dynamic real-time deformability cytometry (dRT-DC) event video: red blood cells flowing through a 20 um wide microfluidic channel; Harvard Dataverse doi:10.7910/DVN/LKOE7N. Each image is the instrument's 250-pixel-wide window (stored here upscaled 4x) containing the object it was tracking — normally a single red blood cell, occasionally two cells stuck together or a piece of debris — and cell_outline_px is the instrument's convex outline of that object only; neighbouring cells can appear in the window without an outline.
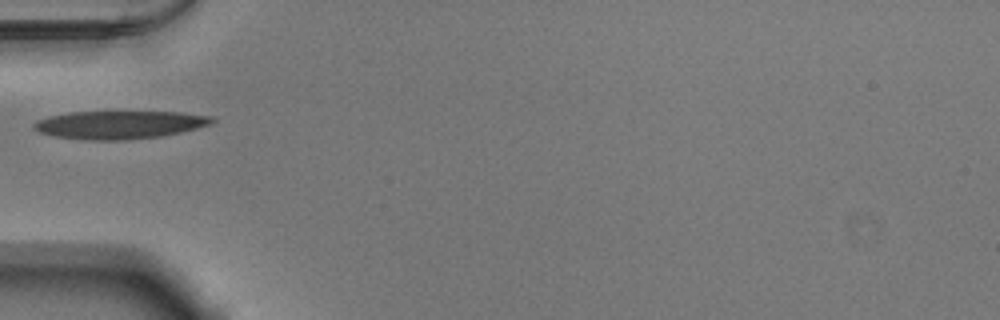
{"species": "Egyptian fruit bat (a non-hibernating species)", "species_latin": "Rousettus aegyptiacus", "temperature_condition": "warm", "stored_images_in_passage": 36, "camera_frame_rate_fps": 3000, "um_per_image_px": 0.085, "animal": {"sex": "male"}, "frame": {"image": 1, "passage_image": 1, "time_ms": 0.0, "image_size_px": [1000, 320], "cell_outline_px": [[216, 120], [212, 124], [180, 132], [160, 136], [128, 140], [84, 140], [56, 136], [40, 132], [32, 128], [32, 124], [36, 120], [68, 112], [180, 112], [212, 116]], "centroid_in_image_um": [10.16, 10.6], "position_along_channel_um": 74.8, "area_um2": 29.07}}
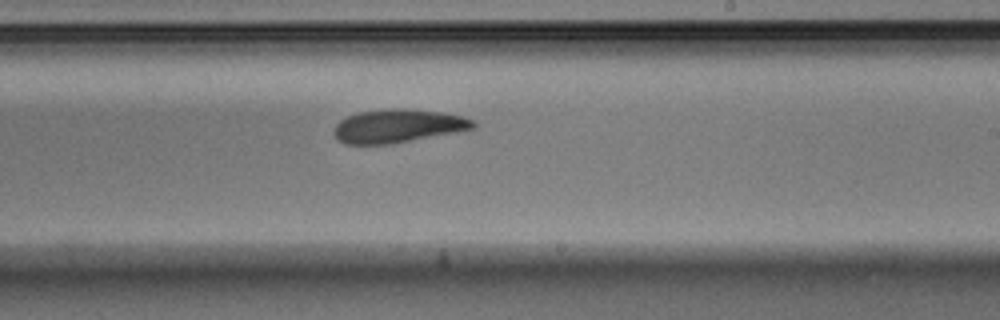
{"frame": {"image": 2, "passage_image": 15, "time_ms": 4.667, "image_size_px": [1000, 320], "cell_outline_px": [[476, 128], [456, 132], [392, 144], [344, 144], [332, 132], [336, 124], [340, 120], [348, 116], [360, 112], [392, 108], [404, 108], [444, 112], [464, 116], [472, 120], [476, 124]], "centroid_in_image_um": [33.85, 10.7], "position_along_channel_um": 255.2, "area_um2": 27.17}}
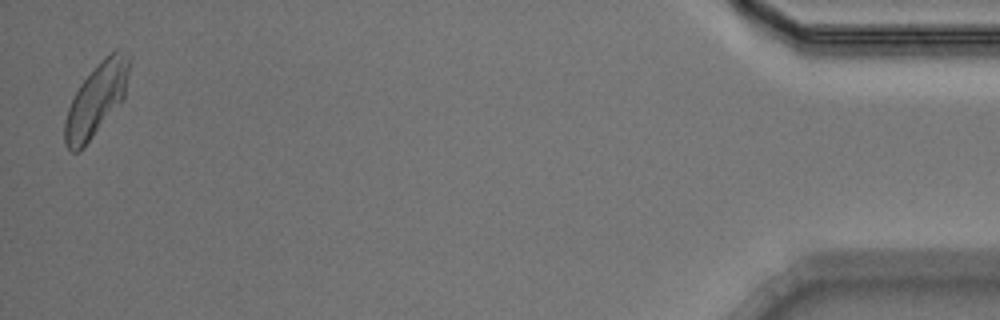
{"frame": {"image": 3, "passage_image": 35, "time_ms": 11.333, "image_size_px": [1000, 320], "cell_outline_px": [[132, 60], [124, 96], [84, 148], [76, 152], [72, 152], [64, 144], [64, 124], [68, 108], [80, 84], [104, 56], [116, 48], [124, 48]], "centroid_in_image_um": [8.21, 8.4], "position_along_channel_um": 427.0, "area_um2": 27.17}}